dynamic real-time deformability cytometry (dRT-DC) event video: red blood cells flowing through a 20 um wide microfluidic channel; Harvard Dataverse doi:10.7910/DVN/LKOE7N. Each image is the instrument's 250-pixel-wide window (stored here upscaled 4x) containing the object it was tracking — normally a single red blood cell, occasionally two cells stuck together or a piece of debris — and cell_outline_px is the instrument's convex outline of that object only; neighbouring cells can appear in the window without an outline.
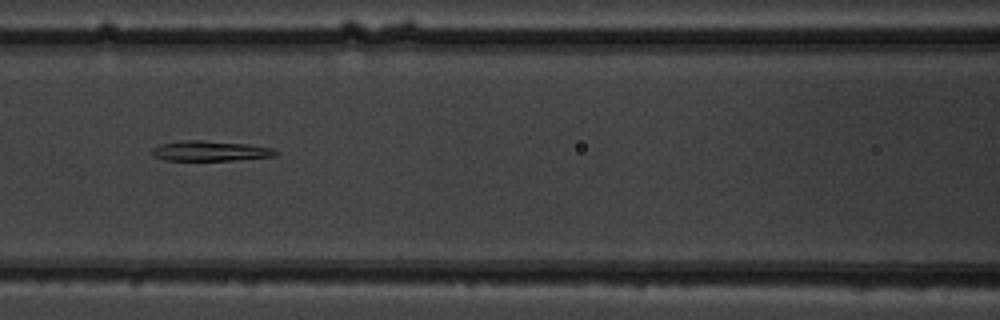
{"species": "common noctule bat (a hibernating species)", "species_latin": "Nyctalus noctula", "temperature_condition": "warm", "stored_images_in_passage": 7, "camera_frame_rate_fps": 3000, "um_per_image_px": 0.085, "animal": {"sex": "male", "body_mass_g": 19.5, "forearm_length_mm": 54.6}, "frame": {"image": 1, "passage_image": 5, "time_ms": 4.333, "image_size_px": [1000, 320], "cell_outline_px": [[280, 152], [276, 156], [232, 160], [164, 160], [152, 156], [152, 148], [160, 144], [184, 140], [200, 140], [248, 144], [272, 148]], "centroid_in_image_um": [17.86, 12.83], "position_along_channel_um": 148.7, "area_um2": 14.51}}
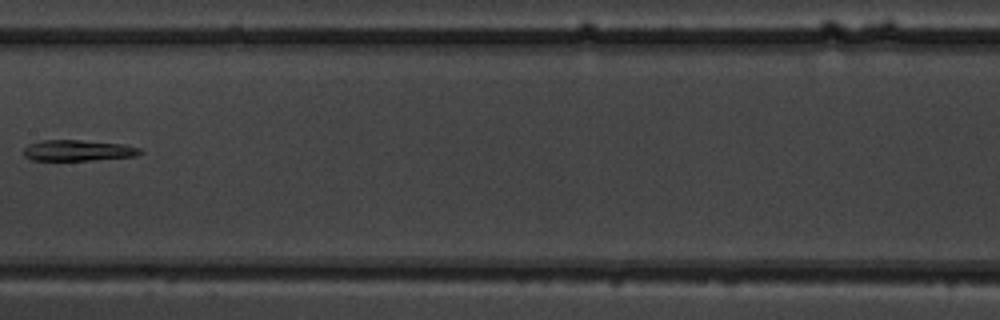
{"frame": {"image": 2, "passage_image": 6, "time_ms": 5.667, "image_size_px": [1000, 320], "cell_outline_px": [[144, 152], [136, 156], [92, 160], [32, 160], [24, 156], [24, 148], [28, 144], [40, 140], [80, 140], [124, 144], [140, 148]], "centroid_in_image_um": [6.64, 12.78], "position_along_channel_um": 200.8, "area_um2": 14.28}}
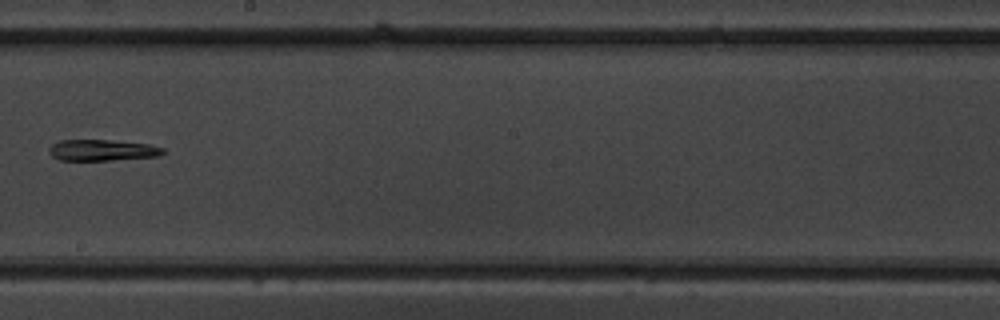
{"frame": {"image": 3, "passage_image": 7, "time_ms": 6.667, "image_size_px": [1000, 320], "cell_outline_px": [[164, 152], [156, 156], [112, 160], [60, 160], [52, 156], [48, 152], [48, 148], [52, 144], [60, 140], [112, 140], [148, 144], [164, 148]], "centroid_in_image_um": [8.64, 12.76], "position_along_channel_um": 239.6, "area_um2": 13.99}}